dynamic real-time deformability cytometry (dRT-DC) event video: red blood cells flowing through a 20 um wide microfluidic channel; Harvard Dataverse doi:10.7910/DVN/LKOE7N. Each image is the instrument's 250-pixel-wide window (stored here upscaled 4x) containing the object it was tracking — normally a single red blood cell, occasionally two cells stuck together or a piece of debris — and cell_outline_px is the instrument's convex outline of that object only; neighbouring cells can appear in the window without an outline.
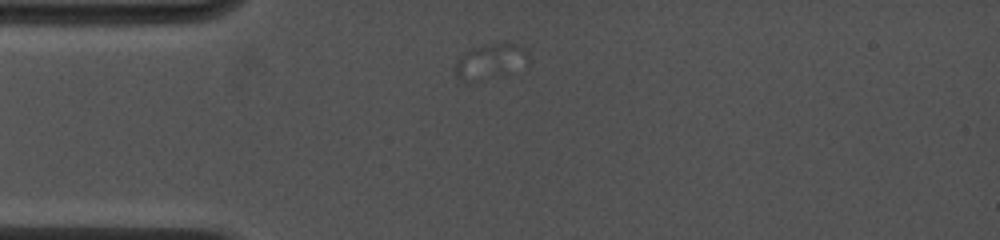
{"species": "common noctule bat (a hibernating species)", "species_latin": "Nyctalus noctula", "temperature_condition": "cold", "stored_images_in_passage": 31, "camera_frame_rate_fps": 4500, "um_per_image_px": 0.085, "animal": {"sex": "female", "body_mass_g": 19.0, "forearm_length_mm": 53.3}, "frame": {"image": 1, "passage_image": 1, "time_ms": 0.0, "image_size_px": [1000, 240], "cell_outline_px": [[528, 64], [472, 84], [456, 76], [452, 68], [456, 60], [468, 48], [492, 44], [524, 44], [528, 52]], "centroid_in_image_um": [41.62, 5.22], "position_along_channel_um": 43.4, "area_um2": 15.2}}
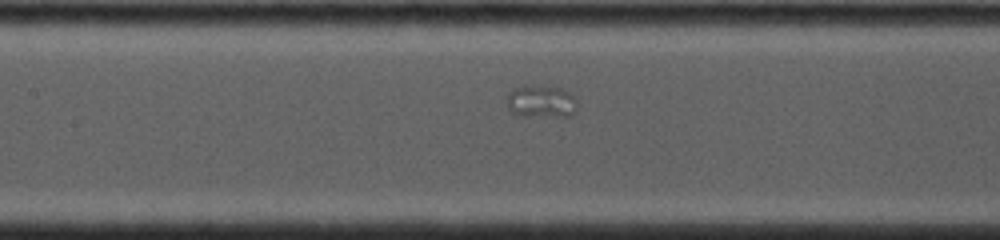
{"frame": {"image": 2, "passage_image": 18, "time_ms": 3.778, "image_size_px": [1000, 240], "cell_outline_px": [[576, 104], [572, 116], [524, 116], [512, 112], [508, 104], [508, 92], [512, 88], [524, 84], [560, 88], [568, 92], [576, 100]], "centroid_in_image_um": [45.97, 8.6], "position_along_channel_um": 161.4, "area_um2": 13.24}}
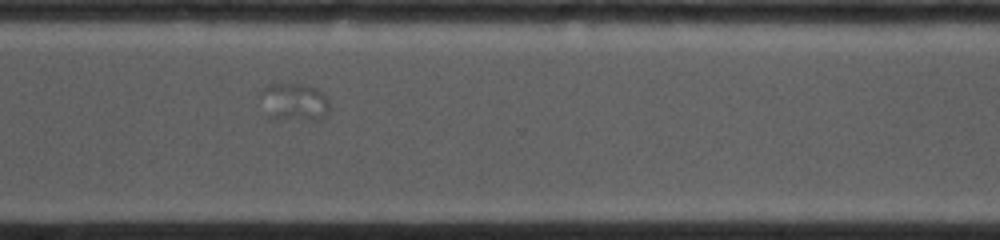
{"frame": {"image": 3, "passage_image": 30, "time_ms": 8.889, "image_size_px": [1000, 240], "cell_outline_px": [[328, 112], [324, 116], [316, 120], [268, 116], [256, 96], [256, 92], [260, 88], [268, 84], [304, 84], [316, 88], [324, 92], [328, 100]], "centroid_in_image_um": [24.92, 8.61], "position_along_channel_um": 345.7, "area_um2": 15.37}}